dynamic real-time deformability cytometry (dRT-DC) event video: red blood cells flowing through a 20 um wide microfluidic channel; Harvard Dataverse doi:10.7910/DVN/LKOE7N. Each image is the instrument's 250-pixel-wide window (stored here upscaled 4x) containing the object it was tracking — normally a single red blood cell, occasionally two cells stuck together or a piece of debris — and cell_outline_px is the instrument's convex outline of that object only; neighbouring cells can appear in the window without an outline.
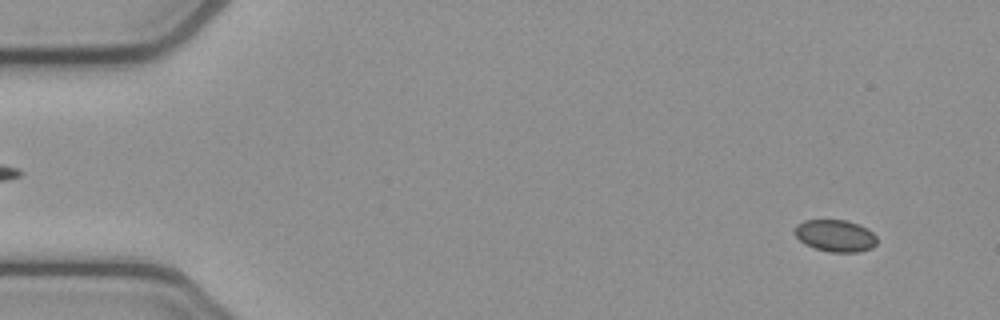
{"species": "common noctule bat (a hibernating species)", "species_latin": "Nyctalus noctula", "temperature_condition": "cold", "stored_images_in_passage": 53, "camera_frame_rate_fps": 3000, "um_per_image_px": 0.085, "animal": {"sex": "female", "body_mass_g": 21.9}, "frame": {"image": 1, "passage_image": 4, "time_ms": 1.0, "image_size_px": [1000, 320], "cell_outline_px": [[876, 244], [872, 248], [860, 252], [828, 252], [804, 244], [792, 232], [796, 224], [804, 220], [844, 220], [856, 224], [872, 232], [876, 236]], "centroid_in_image_um": [70.96, 20.04], "position_along_channel_um": 14.0, "area_um2": 15.32}}
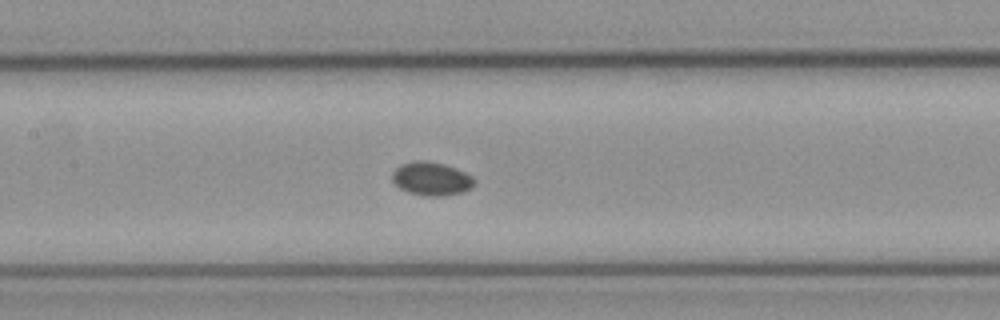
{"frame": {"image": 2, "passage_image": 25, "time_ms": 8.0, "image_size_px": [1000, 320], "cell_outline_px": [[476, 180], [472, 188], [460, 192], [444, 196], [424, 196], [408, 192], [400, 188], [392, 180], [392, 172], [400, 164], [412, 160], [424, 160], [444, 164], [456, 168], [472, 176]], "centroid_in_image_um": [36.66, 15.18], "position_along_channel_um": 170.7, "area_um2": 16.13}}
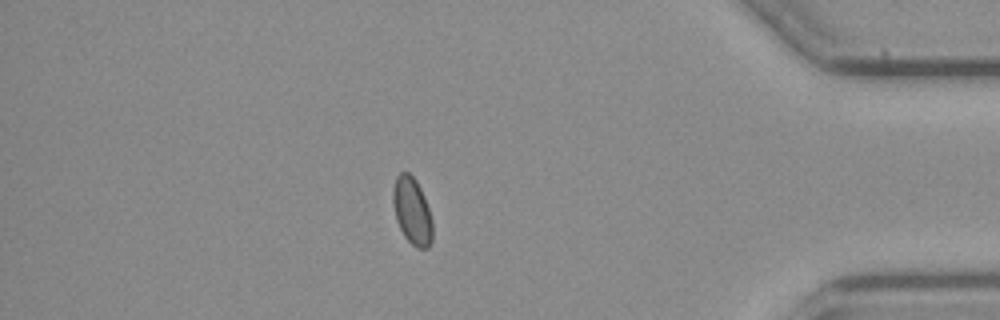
{"frame": {"image": 3, "passage_image": 46, "time_ms": 15.0, "image_size_px": [1000, 320], "cell_outline_px": [[432, 240], [428, 248], [416, 248], [404, 236], [396, 220], [392, 204], [392, 192], [396, 176], [400, 172], [408, 172], [416, 180], [424, 196], [432, 220]], "centroid_in_image_um": [35.01, 17.93], "position_along_channel_um": 400.2, "area_um2": 15.49}}